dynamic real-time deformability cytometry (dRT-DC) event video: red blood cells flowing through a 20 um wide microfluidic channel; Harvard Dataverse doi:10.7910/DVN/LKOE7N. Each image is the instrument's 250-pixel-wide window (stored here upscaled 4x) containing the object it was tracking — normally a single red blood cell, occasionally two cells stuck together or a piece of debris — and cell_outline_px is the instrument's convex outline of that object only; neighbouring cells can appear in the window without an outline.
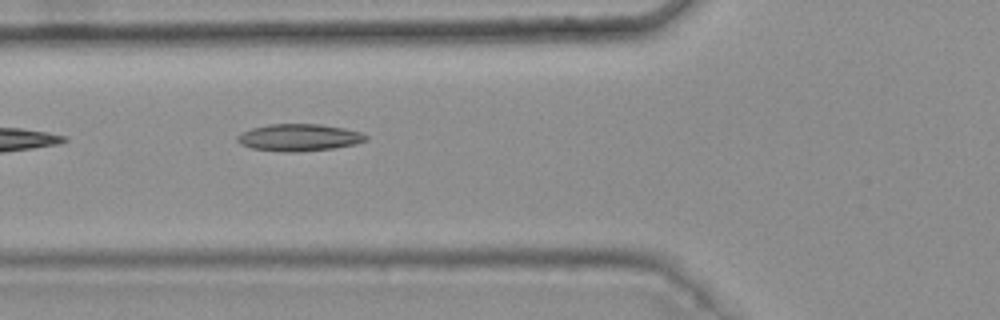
{"species": "common noctule bat (a hibernating species)", "species_latin": "Nyctalus noctula", "temperature_condition": "warm", "stored_images_in_passage": 6, "camera_frame_rate_fps": 3000, "um_per_image_px": 0.085, "animal": {"sex": "female", "body_mass_g": 25.1}, "frame": {"image": 1, "passage_image": 6, "time_ms": 1.667, "image_size_px": [1000, 320], "cell_outline_px": [[368, 140], [356, 144], [332, 148], [296, 152], [284, 152], [252, 148], [240, 144], [236, 140], [236, 136], [240, 132], [252, 128], [268, 124], [320, 124], [344, 128], [364, 132], [368, 136]], "centroid_in_image_um": [25.43, 11.68], "position_along_channel_um": 100.4, "area_um2": 20.46}}